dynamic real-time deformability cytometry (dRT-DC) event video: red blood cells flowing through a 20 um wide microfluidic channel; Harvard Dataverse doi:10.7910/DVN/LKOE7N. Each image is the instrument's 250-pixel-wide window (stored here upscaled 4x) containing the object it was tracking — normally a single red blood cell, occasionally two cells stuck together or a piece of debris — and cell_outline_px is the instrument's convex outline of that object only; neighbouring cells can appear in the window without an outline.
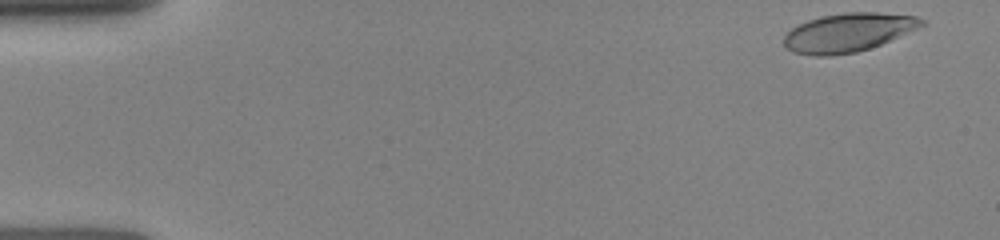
{"species": "human", "species_latin": "Homo sapiens", "temperature_condition": "room temperature", "stored_images_in_passage": 16, "camera_frame_rate_fps": 3000, "um_per_image_px": 0.085, "donor": {"sex": "female"}, "frame": {"image": 1, "passage_image": 1, "time_ms": 0.0, "image_size_px": [1000, 240], "cell_outline_px": [[924, 24], [916, 28], [880, 44], [856, 52], [828, 56], [812, 56], [792, 52], [784, 44], [784, 36], [792, 28], [808, 20], [820, 16], [844, 12], [876, 12], [916, 16], [924, 20]], "centroid_in_image_um": [72.05, 2.76], "position_along_channel_um": 13.0, "area_um2": 30.69}}
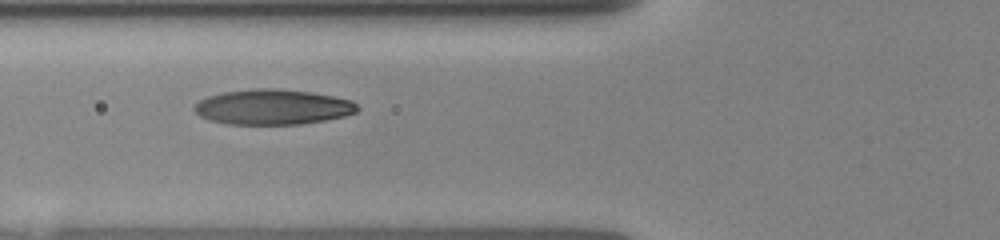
{"frame": {"image": 2, "passage_image": 12, "time_ms": 5.333, "image_size_px": [1000, 240], "cell_outline_px": [[360, 108], [356, 112], [344, 116], [324, 120], [300, 124], [228, 124], [208, 120], [200, 116], [192, 108], [200, 100], [208, 96], [224, 92], [260, 88], [276, 88], [312, 92], [352, 100]], "centroid_in_image_um": [23.18, 9.09], "position_along_channel_um": 102.6, "area_um2": 33.41}}
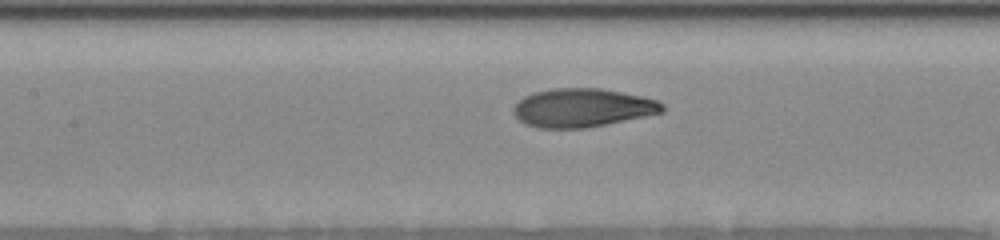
{"frame": {"image": 3, "passage_image": 16, "time_ms": 6.667, "image_size_px": [1000, 240], "cell_outline_px": [[664, 112], [584, 128], [540, 128], [524, 124], [512, 112], [512, 108], [524, 96], [536, 92], [552, 88], [600, 88], [640, 96], [656, 100], [664, 104]], "centroid_in_image_um": [49.47, 9.16], "position_along_channel_um": 157.9, "area_um2": 33.12}}